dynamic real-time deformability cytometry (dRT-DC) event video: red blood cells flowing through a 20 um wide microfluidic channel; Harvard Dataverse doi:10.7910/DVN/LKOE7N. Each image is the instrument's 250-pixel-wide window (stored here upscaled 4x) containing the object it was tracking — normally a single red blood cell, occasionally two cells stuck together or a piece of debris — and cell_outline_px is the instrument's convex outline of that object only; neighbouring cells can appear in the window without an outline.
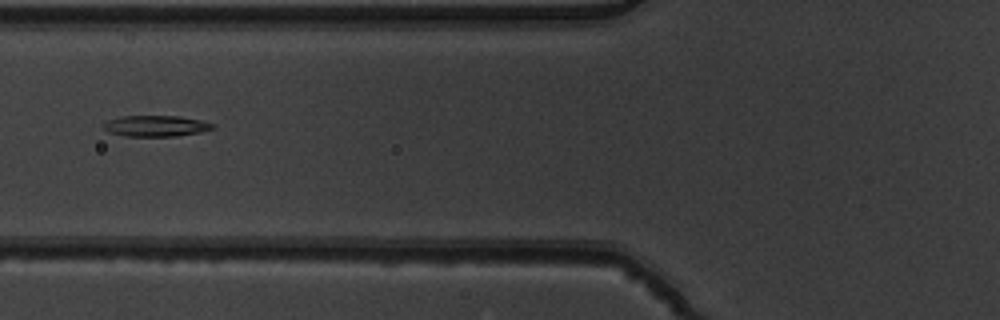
{"species": "common noctule bat (a hibernating species)", "species_latin": "Nyctalus noctula", "temperature_condition": "warm", "stored_images_in_passage": 7, "camera_frame_rate_fps": 3000, "um_per_image_px": 0.085, "animal": {"sex": "male", "body_mass_g": 19.5, "forearm_length_mm": 54.6}, "frame": {"image": 1, "passage_image": 5, "time_ms": 1.333, "image_size_px": [1000, 320], "cell_outline_px": [[216, 128], [200, 132], [176, 136], [124, 136], [108, 132], [104, 128], [104, 124], [108, 120], [120, 116], [180, 116], [200, 120], [216, 124]], "centroid_in_image_um": [13.28, 10.7], "position_along_channel_um": 112.5, "area_um2": 13.41}}
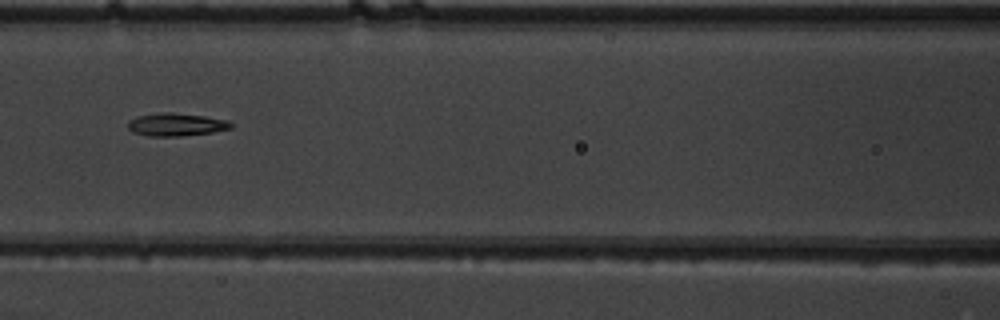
{"frame": {"image": 2, "passage_image": 6, "time_ms": 1.667, "image_size_px": [1000, 320], "cell_outline_px": [[232, 128], [212, 132], [180, 136], [148, 136], [132, 132], [128, 128], [128, 120], [136, 116], [160, 112], [172, 112], [204, 116], [228, 120], [232, 124]], "centroid_in_image_um": [14.94, 10.58], "position_along_channel_um": 151.7, "area_um2": 13.81}}
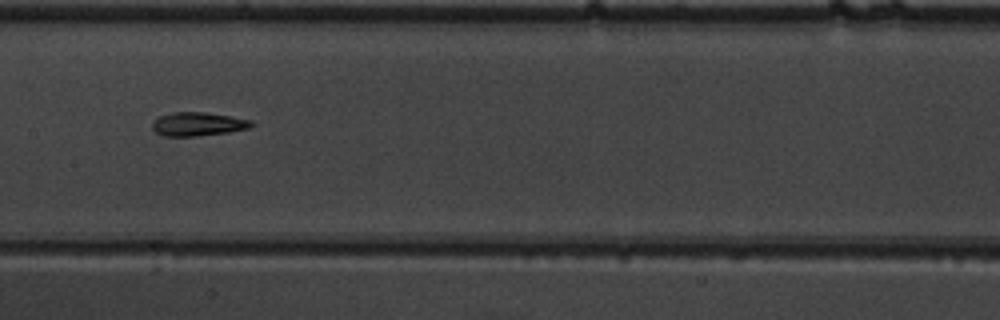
{"frame": {"image": 3, "passage_image": 7, "time_ms": 2.0, "image_size_px": [1000, 320], "cell_outline_px": [[252, 124], [248, 128], [228, 132], [196, 136], [164, 136], [156, 132], [152, 128], [152, 124], [160, 116], [172, 112], [204, 112], [252, 120]], "centroid_in_image_um": [16.8, 10.55], "position_along_channel_um": 190.6, "area_um2": 13.41}}